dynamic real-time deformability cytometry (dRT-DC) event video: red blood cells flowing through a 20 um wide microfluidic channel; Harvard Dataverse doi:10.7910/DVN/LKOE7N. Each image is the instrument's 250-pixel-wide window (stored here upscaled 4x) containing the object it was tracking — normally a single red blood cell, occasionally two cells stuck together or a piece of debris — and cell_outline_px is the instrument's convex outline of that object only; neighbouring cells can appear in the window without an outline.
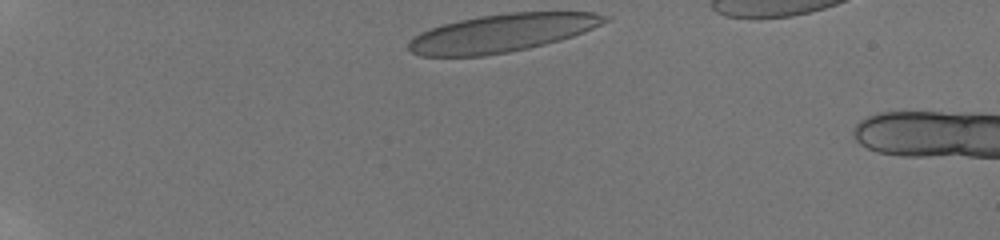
{"species": "human", "species_latin": "Homo sapiens", "temperature_condition": "room temperature", "stored_images_in_passage": 19, "camera_frame_rate_fps": 3000, "um_per_image_px": 0.085, "donor": {"sex": "male"}, "frame": {"image": 1, "passage_image": 1, "time_ms": 0.0, "image_size_px": [1000, 240], "cell_outline_px": [[612, 20], [572, 36], [560, 40], [528, 48], [508, 52], [484, 56], [420, 56], [412, 52], [408, 48], [408, 40], [420, 32], [444, 24], [460, 20], [480, 16], [508, 12], [592, 12], [612, 16]], "centroid_in_image_um": [42.69, 2.8], "position_along_channel_um": 42.3, "area_um2": 43.35}}
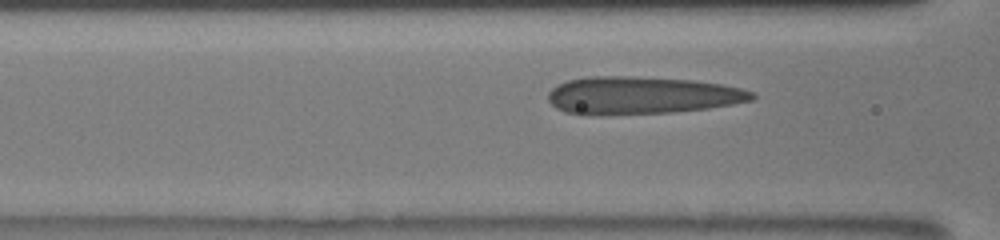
{"frame": {"image": 2, "passage_image": 11, "time_ms": 3.667, "image_size_px": [1000, 240], "cell_outline_px": [[756, 96], [752, 100], [732, 104], [708, 108], [672, 112], [604, 116], [600, 116], [564, 112], [556, 108], [548, 100], [548, 92], [556, 84], [568, 80], [588, 76], [632, 76], [692, 80], [720, 84], [740, 88], [752, 92]], "centroid_in_image_um": [54.47, 8.11], "position_along_channel_um": 112.1, "area_um2": 44.97}}
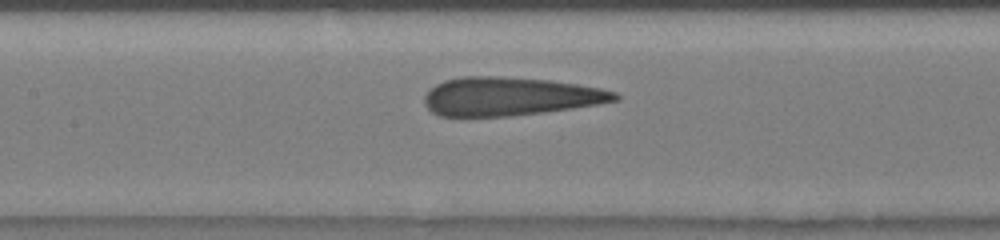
{"frame": {"image": 3, "passage_image": 15, "time_ms": 5.0, "image_size_px": [1000, 240], "cell_outline_px": [[620, 100], [572, 108], [512, 116], [440, 116], [432, 112], [424, 104], [424, 96], [436, 84], [444, 80], [460, 76], [500, 76], [552, 80], [600, 88], [616, 92], [620, 96]], "centroid_in_image_um": [43.34, 8.19], "position_along_channel_um": 164.1, "area_um2": 42.71}}